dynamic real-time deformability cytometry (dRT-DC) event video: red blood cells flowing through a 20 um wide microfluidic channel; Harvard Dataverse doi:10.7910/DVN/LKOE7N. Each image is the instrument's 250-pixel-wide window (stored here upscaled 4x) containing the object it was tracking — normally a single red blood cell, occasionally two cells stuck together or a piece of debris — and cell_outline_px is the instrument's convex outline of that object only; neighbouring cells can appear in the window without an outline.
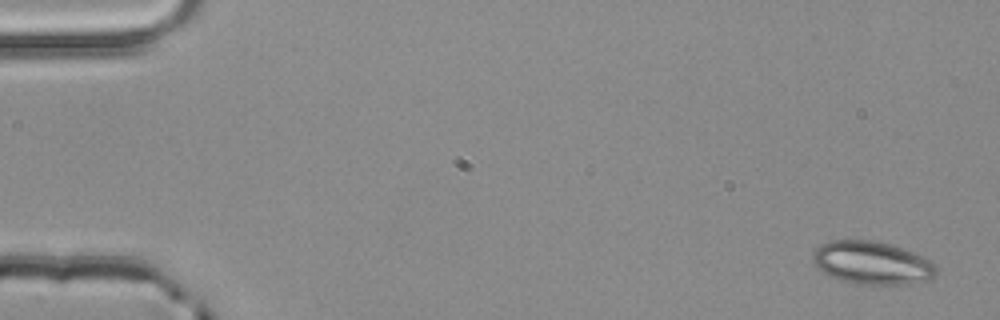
{"species": "common noctule bat (a hibernating species)", "species_latin": "Nyctalus noctula", "temperature_condition": "room temperature", "stored_images_in_passage": 4, "camera_frame_rate_fps": 3000, "um_per_image_px": 0.085, "animal": {"sex": "male", "body_mass_g": 20.4}, "frame": {"image": 1, "passage_image": 1, "time_ms": 0.0, "image_size_px": [1000, 320], "cell_outline_px": [[936, 276], [928, 280], [908, 284], [856, 284], [840, 280], [824, 272], [812, 260], [812, 256], [816, 248], [820, 244], [832, 240], [872, 240], [888, 244], [924, 256], [936, 264]], "centroid_in_image_um": [74.15, 22.34], "position_along_channel_um": 10.9, "area_um2": 30.81}}